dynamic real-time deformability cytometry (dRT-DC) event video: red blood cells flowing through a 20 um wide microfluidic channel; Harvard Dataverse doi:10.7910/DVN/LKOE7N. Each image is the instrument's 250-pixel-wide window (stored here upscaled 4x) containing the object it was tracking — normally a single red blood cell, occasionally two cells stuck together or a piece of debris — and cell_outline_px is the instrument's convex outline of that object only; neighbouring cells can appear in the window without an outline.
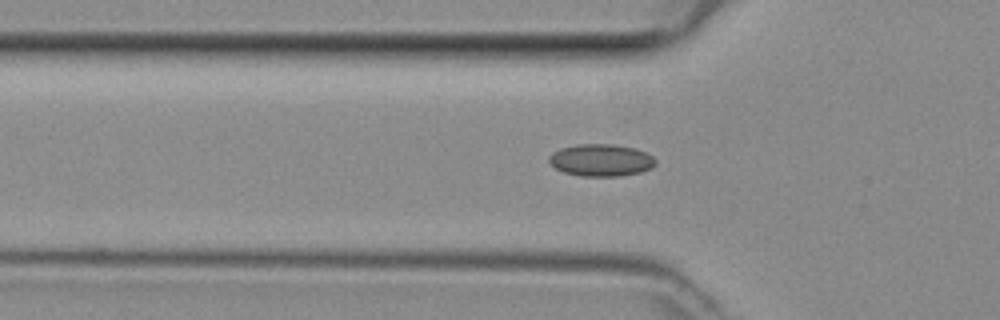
{"species": "common noctule bat (a hibernating species)", "species_latin": "Nyctalus noctula", "temperature_condition": "room temperature", "stored_images_in_passage": 29, "camera_frame_rate_fps": 3000, "um_per_image_px": 0.085, "animal": {"sex": "female", "body_mass_g": 29.2, "forearm_length_mm": 56.3}, "frame": {"image": 1, "passage_image": 6, "time_ms": 1.667, "image_size_px": [1000, 320], "cell_outline_px": [[656, 164], [652, 168], [640, 172], [620, 176], [580, 176], [564, 172], [556, 168], [548, 160], [548, 156], [552, 152], [560, 148], [576, 144], [612, 144], [636, 148], [652, 156], [656, 160]], "centroid_in_image_um": [51.08, 13.61], "position_along_channel_um": 74.7, "area_um2": 20.06}}
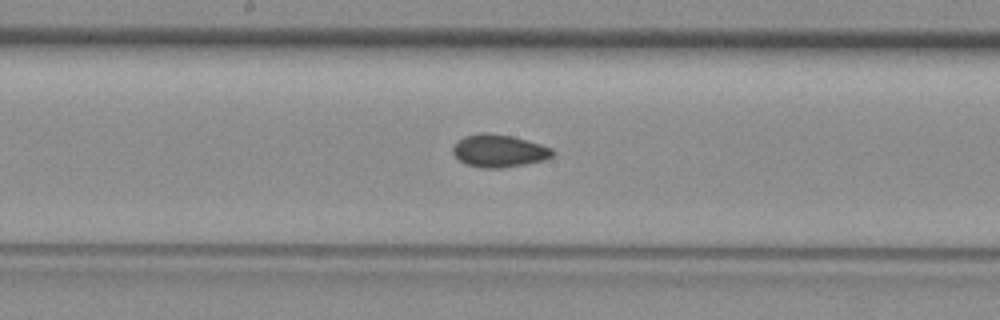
{"frame": {"image": 2, "passage_image": 15, "time_ms": 4.667, "image_size_px": [1000, 320], "cell_outline_px": [[556, 152], [552, 156], [544, 160], [524, 164], [500, 168], [480, 168], [464, 164], [452, 152], [452, 148], [456, 140], [464, 136], [484, 132], [512, 136], [528, 140], [552, 148]], "centroid_in_image_um": [42.39, 12.82], "position_along_channel_um": 205.8, "area_um2": 19.07}}
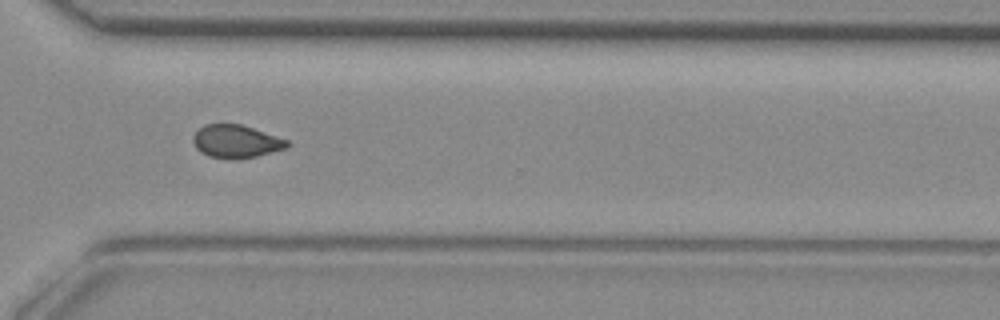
{"frame": {"image": 3, "passage_image": 25, "time_ms": 8.0, "image_size_px": [1000, 320], "cell_outline_px": [[292, 144], [288, 148], [256, 156], [208, 156], [200, 152], [196, 148], [192, 140], [192, 136], [204, 124], [240, 124], [288, 140]], "centroid_in_image_um": [20.07, 11.98], "position_along_channel_um": 350.5, "area_um2": 17.46}}